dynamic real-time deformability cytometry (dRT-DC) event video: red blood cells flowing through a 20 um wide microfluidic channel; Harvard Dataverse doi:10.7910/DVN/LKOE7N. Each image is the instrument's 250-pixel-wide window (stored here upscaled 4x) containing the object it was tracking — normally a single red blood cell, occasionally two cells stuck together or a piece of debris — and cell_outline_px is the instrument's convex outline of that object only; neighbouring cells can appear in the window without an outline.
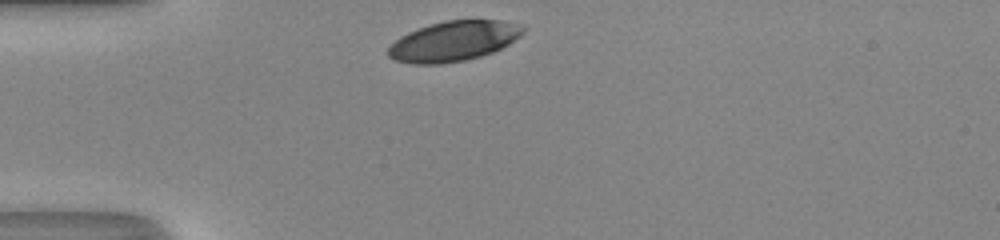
{"species": "human", "species_latin": "Homo sapiens", "temperature_condition": "room temperature", "stored_images_in_passage": 27, "camera_frame_rate_fps": 3000, "um_per_image_px": 0.085, "donor": {"sex": "male"}, "frame": {"image": 1, "passage_image": 1, "time_ms": 0.0, "image_size_px": [1000, 240], "cell_outline_px": [[524, 32], [520, 36], [508, 44], [492, 52], [480, 56], [464, 60], [440, 64], [412, 64], [396, 60], [388, 56], [388, 48], [400, 36], [408, 32], [444, 20], [500, 20], [516, 24], [524, 28]], "centroid_in_image_um": [38.54, 3.5], "position_along_channel_um": 46.5, "area_um2": 31.1}}
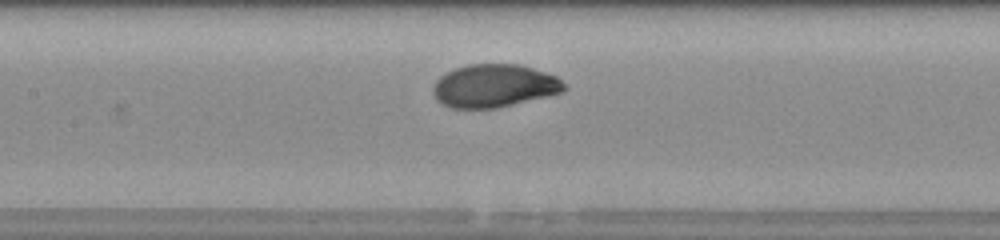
{"frame": {"image": 2, "passage_image": 11, "time_ms": 3.333, "image_size_px": [1000, 240], "cell_outline_px": [[568, 88], [564, 92], [548, 96], [496, 108], [448, 108], [440, 104], [436, 100], [432, 92], [432, 84], [440, 76], [456, 68], [468, 64], [520, 64], [556, 76]], "centroid_in_image_um": [41.97, 7.3], "position_along_channel_um": 165.4, "area_um2": 33.06}}
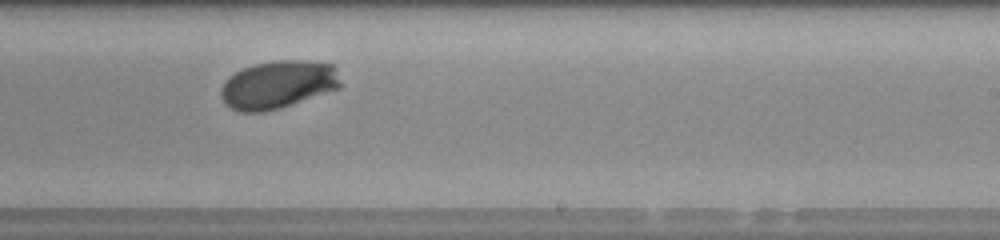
{"frame": {"image": 3, "passage_image": 18, "time_ms": 5.667, "image_size_px": [1000, 240], "cell_outline_px": [[340, 88], [280, 108], [264, 112], [240, 112], [224, 104], [220, 96], [220, 88], [236, 72], [244, 68], [256, 64], [276, 60], [308, 60], [332, 64], [340, 84]], "centroid_in_image_um": [23.61, 7.2], "position_along_channel_um": 265.4, "area_um2": 33.12}, "authors_computed_cell_mechanics": {"area_um2": 33.1194, "velocity_mm_per_s": 4.2967, "shape_relaxation_time_tau1_ms": 2.2889, "shape_relaxation_time_tau2_ms": null, "deformation_change_tau1": 0.145, "deformation_change_tau2": null}}